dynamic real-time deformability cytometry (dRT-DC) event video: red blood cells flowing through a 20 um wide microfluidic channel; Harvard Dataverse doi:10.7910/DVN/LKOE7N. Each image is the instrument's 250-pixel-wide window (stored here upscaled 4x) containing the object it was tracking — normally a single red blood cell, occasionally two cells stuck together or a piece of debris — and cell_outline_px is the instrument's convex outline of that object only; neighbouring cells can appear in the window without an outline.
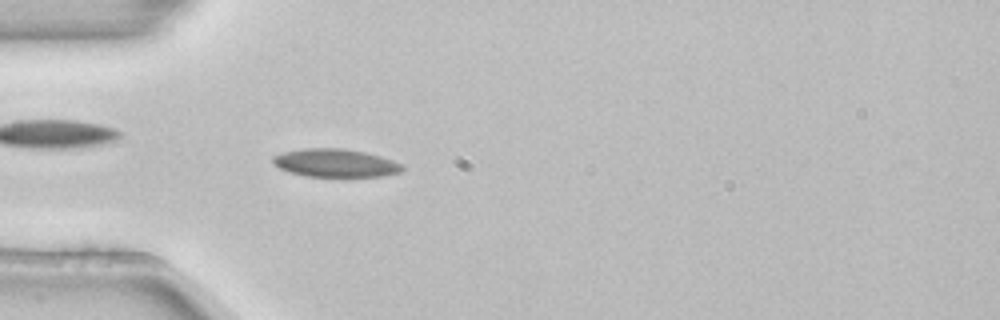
{"species": "common noctule bat (a hibernating species)", "species_latin": "Nyctalus noctula", "temperature_condition": "room temperature", "stored_images_in_passage": 5, "camera_frame_rate_fps": 3000, "um_per_image_px": 0.085, "animal": {"sex": "female", "body_mass_g": 22.7, "forearm_length_mm": 54.2}, "frame": {"image": 1, "passage_image": 5, "time_ms": 1.333, "image_size_px": [1000, 320], "cell_outline_px": [[404, 168], [400, 172], [384, 176], [344, 180], [304, 176], [288, 172], [272, 164], [272, 156], [280, 152], [300, 148], [344, 148], [364, 152], [380, 156], [392, 160], [400, 164]], "centroid_in_image_um": [28.47, 13.9], "position_along_channel_um": 56.5, "area_um2": 22.48}}